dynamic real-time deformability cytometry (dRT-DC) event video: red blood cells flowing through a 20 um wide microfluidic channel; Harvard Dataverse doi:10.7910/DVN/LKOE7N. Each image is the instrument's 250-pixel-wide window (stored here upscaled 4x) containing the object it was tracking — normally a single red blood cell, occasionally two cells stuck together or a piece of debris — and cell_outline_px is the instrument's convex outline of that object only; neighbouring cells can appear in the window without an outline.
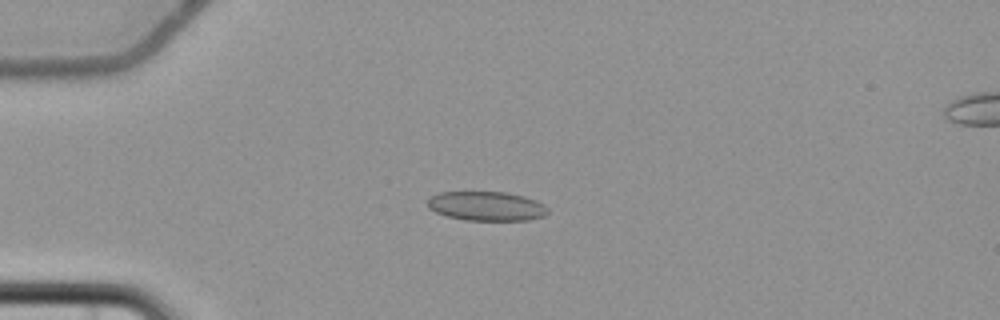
{"species": "common noctule bat (a hibernating species)", "species_latin": "Nyctalus noctula", "temperature_condition": "cold", "stored_images_in_passage": 5, "camera_frame_rate_fps": 3000, "um_per_image_px": 0.085, "animal": {"sex": "female", "body_mass_g": 22.7, "forearm_length_mm": 54.2}, "frame": {"image": 1, "passage_image": 3, "time_ms": 2.667, "image_size_px": [1000, 320], "cell_outline_px": [[548, 212], [544, 216], [528, 220], [464, 220], [448, 216], [436, 212], [428, 208], [428, 200], [432, 196], [440, 192], [504, 192], [524, 196], [536, 200], [544, 204], [548, 208]], "centroid_in_image_um": [41.38, 17.52], "position_along_channel_um": 43.6, "area_um2": 20.46}}